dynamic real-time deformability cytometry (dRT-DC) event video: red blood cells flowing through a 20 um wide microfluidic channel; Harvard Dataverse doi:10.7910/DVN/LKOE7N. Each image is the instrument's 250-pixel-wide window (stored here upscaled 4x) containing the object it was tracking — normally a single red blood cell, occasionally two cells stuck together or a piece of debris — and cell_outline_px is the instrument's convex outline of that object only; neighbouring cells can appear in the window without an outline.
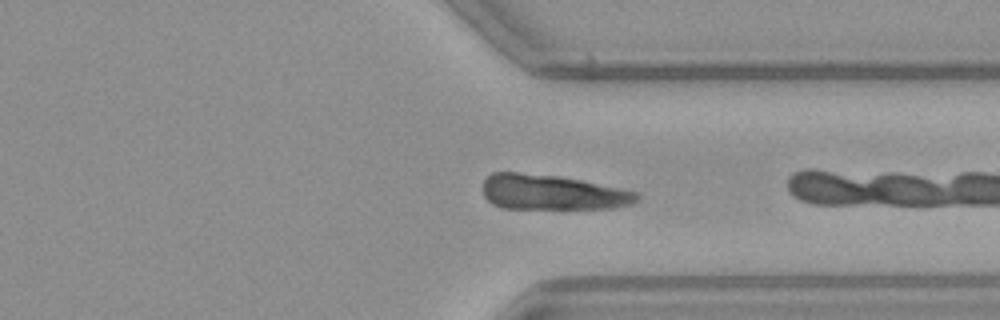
{"species": "common noctule bat (a hibernating species)", "species_latin": "Nyctalus noctula", "temperature_condition": "warm", "stored_images_in_passage": 23, "camera_frame_rate_fps": 3000, "um_per_image_px": 0.085, "animal": {"sex": "female", "body_mass_g": 21.9}, "frame": {"image": 1, "passage_image": 22, "time_ms": 7.0, "image_size_px": [1000, 320], "cell_outline_px": [[640, 200], [632, 204], [612, 208], [500, 208], [492, 204], [484, 196], [484, 180], [492, 172], [516, 172], [560, 176], [580, 180], [636, 192], [640, 196]], "centroid_in_image_um": [46.92, 16.35], "position_along_channel_um": 364.5, "area_um2": 31.33}}